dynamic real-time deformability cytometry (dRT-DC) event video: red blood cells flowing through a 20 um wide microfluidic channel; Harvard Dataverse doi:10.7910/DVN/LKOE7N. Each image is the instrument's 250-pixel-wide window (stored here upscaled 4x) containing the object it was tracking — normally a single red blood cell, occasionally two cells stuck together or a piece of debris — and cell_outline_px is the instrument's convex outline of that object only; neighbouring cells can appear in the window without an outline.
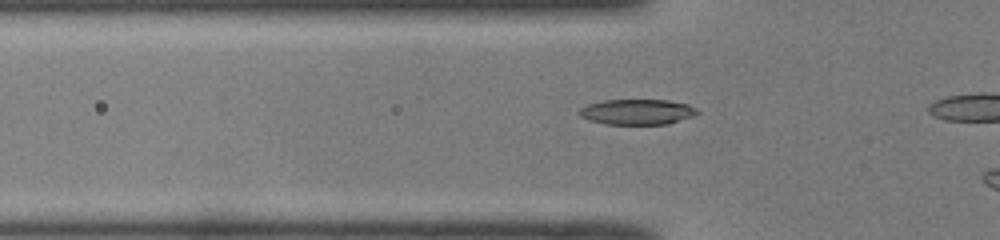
{"species": "common noctule bat (a hibernating species)", "species_latin": "Nyctalus noctula", "temperature_condition": "room temperature", "stored_images_in_passage": 5, "camera_frame_rate_fps": 3000, "um_per_image_px": 0.085, "animal": {"sex": "male", "body_mass_g": 19.0, "forearm_length_mm": 50.8}, "frame": {"image": 1, "passage_image": 2, "time_ms": 0.333, "image_size_px": [1000, 240], "cell_outline_px": [[700, 112], [692, 116], [668, 124], [604, 124], [588, 120], [580, 116], [576, 112], [580, 108], [588, 104], [604, 100], [668, 100], [688, 104], [696, 108]], "centroid_in_image_um": [54.13, 9.51], "position_along_channel_um": 71.7, "area_um2": 17.57}}